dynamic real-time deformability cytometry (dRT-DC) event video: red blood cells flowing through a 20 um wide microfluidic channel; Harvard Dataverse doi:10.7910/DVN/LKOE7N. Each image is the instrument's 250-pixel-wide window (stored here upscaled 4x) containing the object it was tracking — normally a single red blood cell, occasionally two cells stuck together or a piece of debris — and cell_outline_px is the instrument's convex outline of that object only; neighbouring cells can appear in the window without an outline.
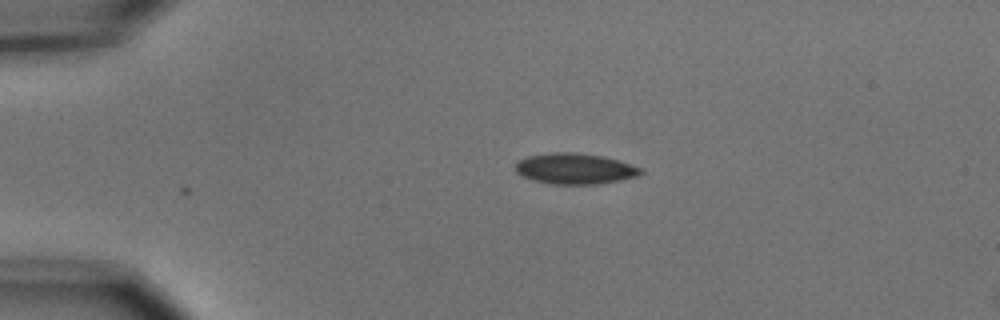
{"species": "common noctule bat (a hibernating species)", "species_latin": "Nyctalus noctula", "temperature_condition": "cold", "stored_images_in_passage": 3, "camera_frame_rate_fps": 3000, "um_per_image_px": 0.085, "animal": {"sex": "male", "body_mass_g": 15.6}, "frame": {"image": 1, "passage_image": 1, "time_ms": 0.0, "image_size_px": [1000, 320], "cell_outline_px": [[644, 172], [636, 176], [596, 184], [552, 184], [532, 180], [516, 172], [516, 164], [520, 160], [528, 156], [556, 152], [572, 152], [604, 156], [640, 168]], "centroid_in_image_um": [48.83, 14.34], "position_along_channel_um": 36.2, "area_um2": 22.02}}